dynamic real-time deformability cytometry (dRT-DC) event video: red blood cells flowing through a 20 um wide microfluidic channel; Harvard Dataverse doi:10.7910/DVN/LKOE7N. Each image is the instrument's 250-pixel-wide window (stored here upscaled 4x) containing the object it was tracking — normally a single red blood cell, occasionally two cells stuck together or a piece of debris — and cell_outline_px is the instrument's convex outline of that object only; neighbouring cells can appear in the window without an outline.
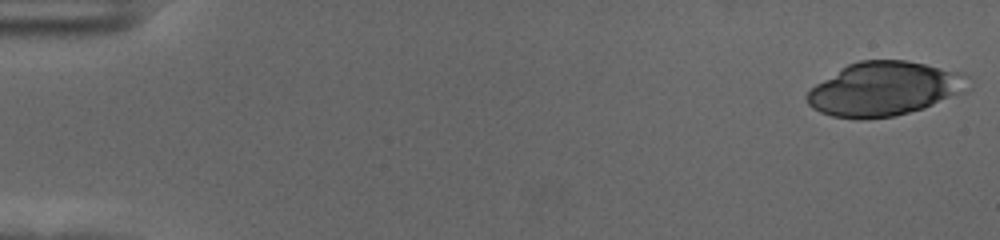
{"species": "human", "species_latin": "Homo sapiens", "temperature_condition": "cold", "stored_images_in_passage": 55, "camera_frame_rate_fps": 3000, "um_per_image_px": 0.085, "donor": {"sex": "female"}, "frame": {"image": 1, "passage_image": 1, "time_ms": 0.0, "image_size_px": [1000, 240], "cell_outline_px": [[968, 76], [956, 92], [924, 108], [892, 116], [860, 120], [856, 120], [832, 116], [820, 112], [812, 108], [808, 104], [808, 92], [816, 84], [848, 64], [860, 60], [904, 60], [964, 72]], "centroid_in_image_um": [75.04, 7.55], "position_along_channel_um": 10.0, "area_um2": 49.42}}
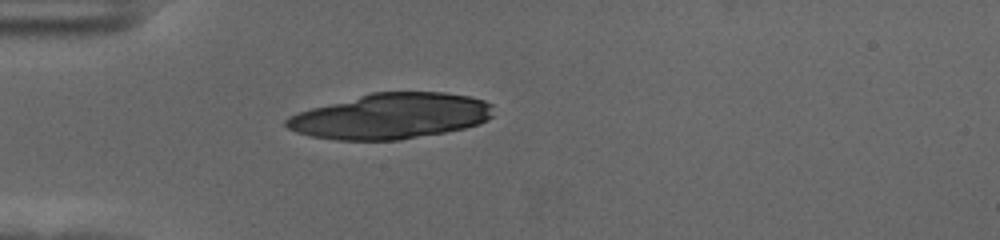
{"frame": {"image": 2, "passage_image": 16, "time_ms": 5.0, "image_size_px": [1000, 240], "cell_outline_px": [[492, 116], [488, 120], [480, 124], [464, 128], [444, 132], [400, 140], [336, 140], [308, 136], [296, 132], [288, 128], [284, 124], [284, 120], [288, 116], [312, 108], [372, 92], [444, 92], [468, 96], [484, 100], [492, 104]], "centroid_in_image_um": [33.22, 9.88], "position_along_channel_um": 51.8, "area_um2": 54.91}}